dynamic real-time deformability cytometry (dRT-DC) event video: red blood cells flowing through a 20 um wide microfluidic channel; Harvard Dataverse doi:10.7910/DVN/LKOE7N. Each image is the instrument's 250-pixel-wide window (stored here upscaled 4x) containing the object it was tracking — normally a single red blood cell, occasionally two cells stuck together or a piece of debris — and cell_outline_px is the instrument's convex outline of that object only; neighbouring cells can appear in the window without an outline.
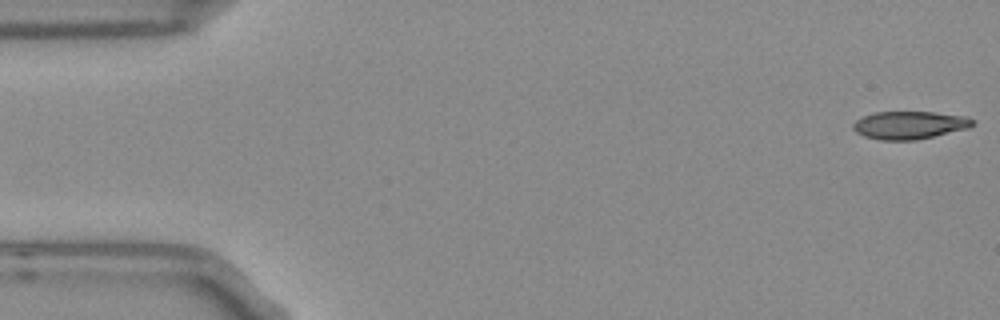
{"species": "Egyptian fruit bat (a non-hibernating species)", "species_latin": "Rousettus aegyptiacus", "temperature_condition": "room temperature", "stored_images_in_passage": 4, "camera_frame_rate_fps": 3000, "um_per_image_px": 0.085, "frame": {"image": 1, "passage_image": 1, "time_ms": 0.0, "image_size_px": [1000, 320], "cell_outline_px": [[976, 124], [968, 128], [916, 140], [880, 140], [864, 136], [856, 132], [852, 128], [852, 124], [860, 116], [876, 112], [936, 112], [968, 116], [976, 120]], "centroid_in_image_um": [77.32, 10.62], "position_along_channel_um": 7.7, "area_um2": 19.65}}
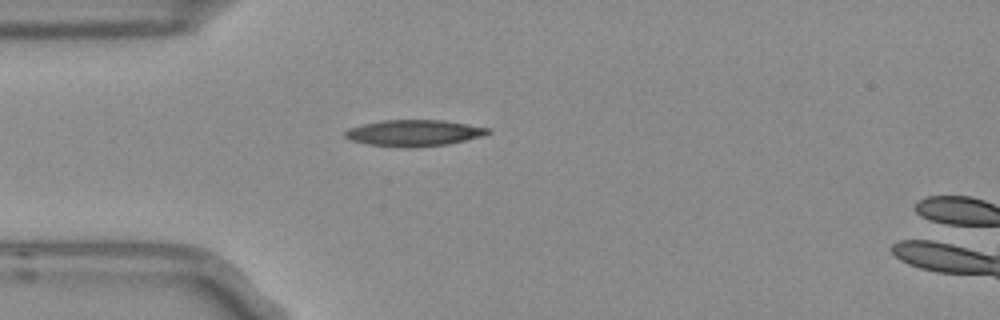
{"frame": {"image": 2, "passage_image": 4, "time_ms": 1.0, "image_size_px": [1000, 320], "cell_outline_px": [[492, 132], [480, 136], [448, 144], [416, 148], [400, 148], [368, 144], [352, 140], [344, 136], [344, 132], [348, 128], [364, 124], [384, 120], [444, 120], [468, 124], [488, 128]], "centroid_in_image_um": [35.17, 11.31], "position_along_channel_um": 49.8, "area_um2": 21.91}}